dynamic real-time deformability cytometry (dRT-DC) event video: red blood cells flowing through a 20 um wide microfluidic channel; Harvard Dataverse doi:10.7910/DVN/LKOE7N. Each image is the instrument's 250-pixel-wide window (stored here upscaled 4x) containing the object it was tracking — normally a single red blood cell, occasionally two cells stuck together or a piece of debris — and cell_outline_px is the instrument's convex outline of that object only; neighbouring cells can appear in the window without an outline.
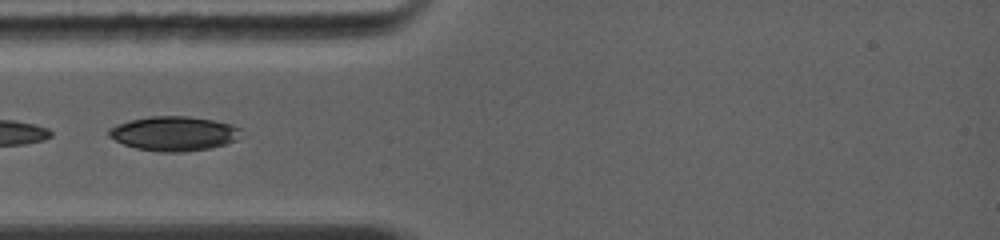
{"species": "common noctule bat (a hibernating species)", "species_latin": "Nyctalus noctula", "temperature_condition": "warm", "stored_images_in_passage": 7, "camera_frame_rate_fps": 5000, "um_per_image_px": 0.085, "animal": {"sex": "female", "body_mass_g": 19.0, "forearm_length_mm": 56.7}, "frame": {"image": 1, "passage_image": 1, "time_ms": 0.0, "image_size_px": [1000, 240], "cell_outline_px": [[240, 128], [236, 140], [212, 148], [180, 152], [160, 152], [136, 148], [124, 144], [108, 136], [108, 128], [128, 120], [152, 116], [188, 116], [212, 120], [228, 124]], "centroid_in_image_um": [14.73, 11.35], "position_along_channel_um": 70.3, "area_um2": 26.3}}
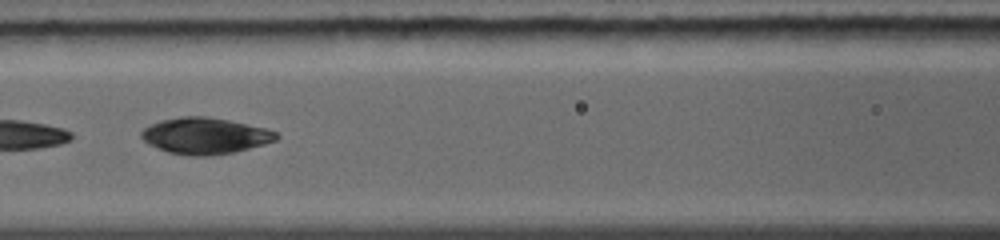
{"frame": {"image": 2, "passage_image": 3, "time_ms": 1.8, "image_size_px": [1000, 240], "cell_outline_px": [[280, 136], [276, 140], [264, 144], [232, 152], [208, 156], [188, 156], [168, 152], [148, 144], [140, 136], [140, 132], [144, 128], [160, 120], [180, 116], [208, 116], [228, 120], [264, 128], [276, 132]], "centroid_in_image_um": [17.39, 11.54], "position_along_channel_um": 149.2, "area_um2": 28.44}}